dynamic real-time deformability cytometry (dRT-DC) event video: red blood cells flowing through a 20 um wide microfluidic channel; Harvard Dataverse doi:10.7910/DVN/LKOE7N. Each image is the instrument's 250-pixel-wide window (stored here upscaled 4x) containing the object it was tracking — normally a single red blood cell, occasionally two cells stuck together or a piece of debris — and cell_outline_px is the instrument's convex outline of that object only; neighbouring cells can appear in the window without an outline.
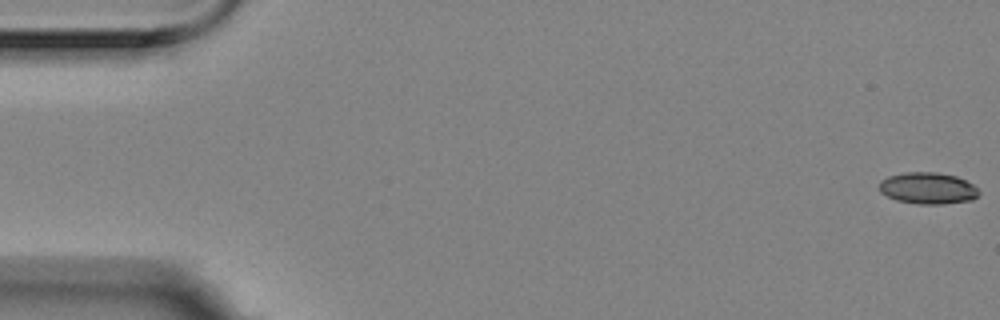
{"species": "Egyptian fruit bat (a non-hibernating species)", "species_latin": "Rousettus aegyptiacus", "temperature_condition": "room temperature", "stored_images_in_passage": 6, "camera_frame_rate_fps": 3000, "um_per_image_px": 0.085, "animal": {"sex": "female"}, "frame": {"image": 1, "passage_image": 1, "time_ms": 0.0, "image_size_px": [1000, 320], "cell_outline_px": [[980, 192], [972, 200], [944, 204], [920, 204], [896, 200], [880, 192], [880, 180], [888, 176], [908, 172], [936, 172], [956, 176], [972, 184]], "centroid_in_image_um": [78.86, 16.0], "position_along_channel_um": 6.1, "area_um2": 18.21}}